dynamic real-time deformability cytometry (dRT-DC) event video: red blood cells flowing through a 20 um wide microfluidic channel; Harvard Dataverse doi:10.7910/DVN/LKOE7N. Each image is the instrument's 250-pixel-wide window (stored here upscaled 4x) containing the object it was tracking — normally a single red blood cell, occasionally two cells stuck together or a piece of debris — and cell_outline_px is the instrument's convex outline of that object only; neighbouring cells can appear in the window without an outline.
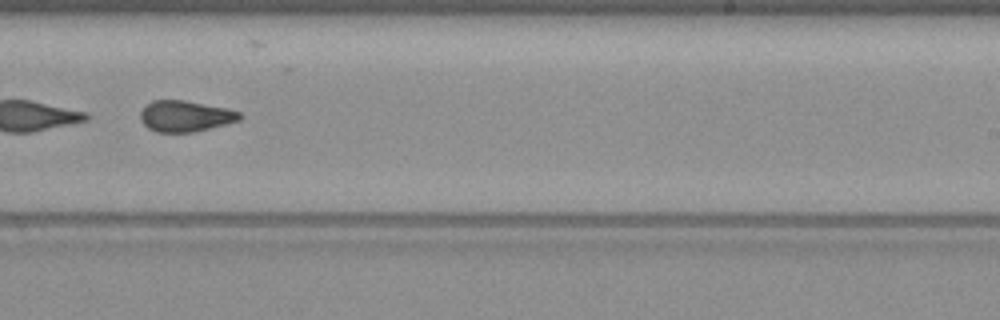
{"species": "common noctule bat (a hibernating species)", "species_latin": "Nyctalus noctula", "temperature_condition": "warm", "stored_images_in_passage": 53, "segment_of_instrument_passage": [2, 2], "camera_frame_rate_fps": 3000, "um_per_image_px": 0.085, "animal": {"sex": "female", "body_mass_g": 19.3, "forearm_length_mm": 54.1}, "frame": {"image": 1, "passage_image": 34, "time_ms": 11.0, "image_size_px": [1000, 320], "cell_outline_px": [[244, 116], [240, 120], [192, 132], [156, 132], [148, 128], [140, 120], [140, 112], [152, 100], [184, 100], [224, 108], [240, 112]], "centroid_in_image_um": [15.73, 9.87], "position_along_channel_um": 273.3, "area_um2": 17.74}}